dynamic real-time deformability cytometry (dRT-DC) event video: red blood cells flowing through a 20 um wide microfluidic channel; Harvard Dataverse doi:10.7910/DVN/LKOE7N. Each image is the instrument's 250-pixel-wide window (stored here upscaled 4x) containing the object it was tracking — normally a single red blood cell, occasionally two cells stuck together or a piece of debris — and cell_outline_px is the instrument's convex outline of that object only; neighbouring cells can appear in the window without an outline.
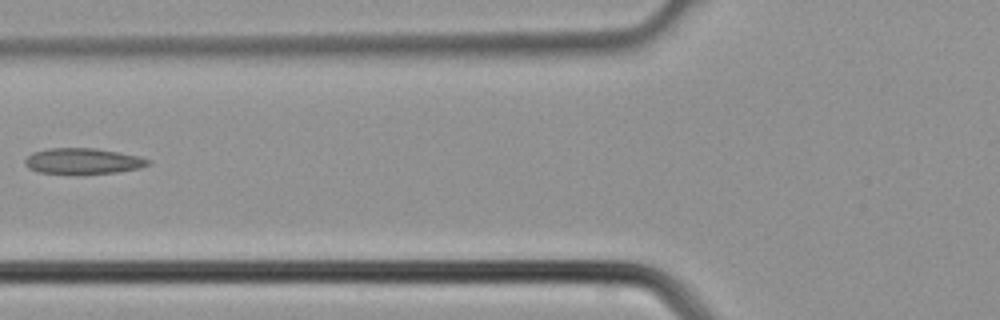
{"species": "common noctule bat (a hibernating species)", "species_latin": "Nyctalus noctula", "temperature_condition": "cold", "stored_images_in_passage": 6, "camera_frame_rate_fps": 3000, "um_per_image_px": 0.085, "animal": {"sex": "male", "body_mass_g": 21.5, "forearm_length_mm": 52.0}, "frame": {"image": 1, "passage_image": 6, "time_ms": 1.667, "image_size_px": [1000, 320], "cell_outline_px": [[152, 164], [140, 168], [116, 172], [36, 172], [28, 168], [24, 164], [24, 160], [32, 152], [48, 148], [96, 148], [140, 156], [152, 160]], "centroid_in_image_um": [7.08, 13.66], "position_along_channel_um": 118.7, "area_um2": 18.21}}